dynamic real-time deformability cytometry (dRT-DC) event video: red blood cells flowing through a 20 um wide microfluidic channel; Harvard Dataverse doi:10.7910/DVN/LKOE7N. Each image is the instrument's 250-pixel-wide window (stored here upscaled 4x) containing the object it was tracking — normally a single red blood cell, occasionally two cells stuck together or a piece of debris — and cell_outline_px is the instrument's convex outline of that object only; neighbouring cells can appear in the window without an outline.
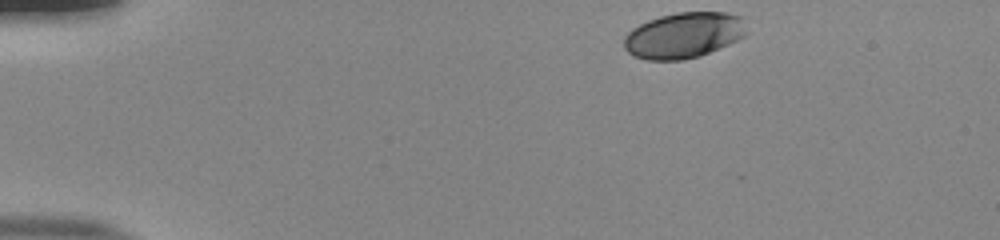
{"species": "human", "species_latin": "Homo sapiens", "temperature_condition": "room temperature", "stored_images_in_passage": 39, "camera_frame_rate_fps": 3000, "um_per_image_px": 0.085, "donor": {"sex": "male"}, "frame": {"image": 1, "passage_image": 1, "time_ms": 0.0, "image_size_px": [1000, 240], "cell_outline_px": [[748, 32], [744, 36], [728, 44], [700, 56], [684, 60], [648, 60], [632, 56], [624, 48], [624, 36], [632, 28], [648, 20], [660, 16], [676, 12], [728, 12], [740, 16]], "centroid_in_image_um": [58.09, 3.0], "position_along_channel_um": 26.9, "area_um2": 32.83}}
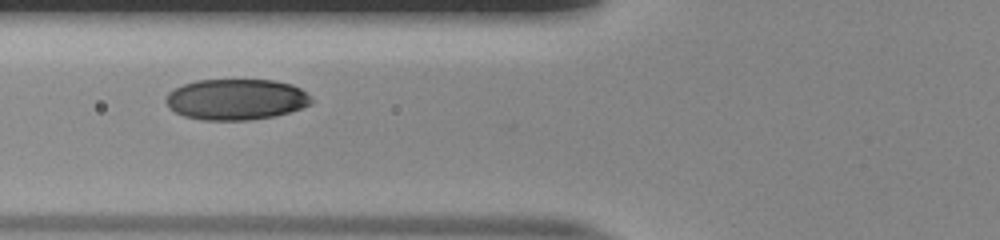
{"frame": {"image": 2, "passage_image": 14, "time_ms": 4.333, "image_size_px": [1000, 240], "cell_outline_px": [[312, 104], [276, 116], [248, 120], [204, 120], [184, 116], [176, 112], [164, 100], [168, 92], [184, 84], [196, 80], [272, 80], [292, 84], [300, 88], [312, 100]], "centroid_in_image_um": [20.07, 8.45], "position_along_channel_um": 105.7, "area_um2": 34.51}}
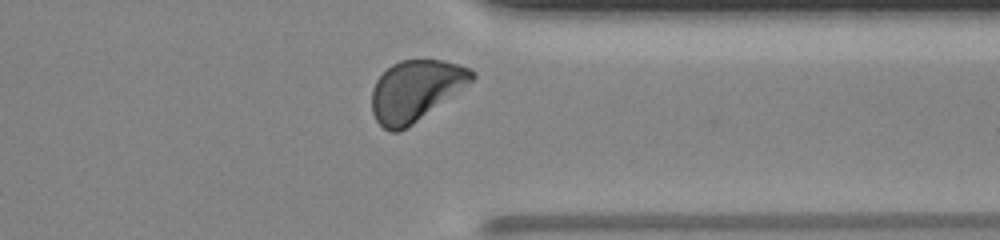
{"frame": {"image": 3, "passage_image": 35, "time_ms": 11.333, "image_size_px": [1000, 240], "cell_outline_px": [[476, 76], [472, 80], [412, 124], [400, 132], [392, 132], [384, 128], [376, 120], [372, 112], [372, 88], [376, 80], [392, 64], [400, 60], [444, 60], [472, 68], [476, 72]], "centroid_in_image_um": [35.3, 7.68], "position_along_channel_um": 376.1, "area_um2": 34.85}, "authors_computed_cell_mechanics": {"area_um2": 34.8534, "velocity_mm_per_s": 3.884, "shape_relaxation_time_tau1_ms": 3.5207, "shape_relaxation_time_tau2_ms": null, "deformation_change_tau1": 0.1379, "deformation_change_tau2": null}}